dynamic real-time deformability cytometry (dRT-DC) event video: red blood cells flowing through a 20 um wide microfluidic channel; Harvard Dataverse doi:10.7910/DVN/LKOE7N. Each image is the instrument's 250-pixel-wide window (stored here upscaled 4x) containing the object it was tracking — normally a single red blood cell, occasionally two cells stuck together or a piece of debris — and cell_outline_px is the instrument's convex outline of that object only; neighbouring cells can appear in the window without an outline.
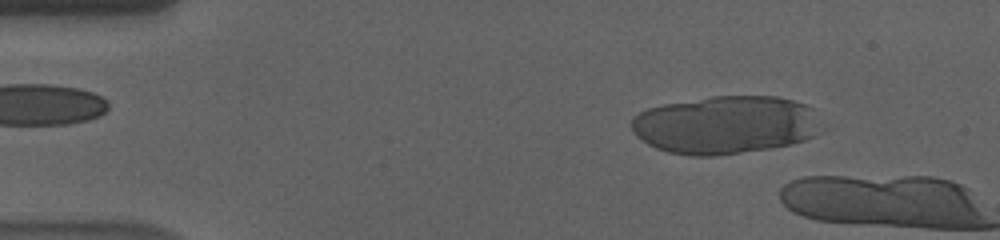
{"species": "human", "species_latin": "Homo sapiens", "temperature_condition": "cold", "stored_images_in_passage": 8, "camera_frame_rate_fps": 3000, "um_per_image_px": 0.085, "donor": {"sex": "male"}, "frame": {"image": 1, "passage_image": 6, "time_ms": 1.667, "image_size_px": [1000, 240], "cell_outline_px": [[812, 136], [804, 140], [792, 144], [772, 148], [716, 156], [688, 156], [668, 152], [656, 148], [648, 144], [636, 136], [628, 124], [632, 116], [648, 108], [664, 104], [712, 96], [776, 96], [792, 100], [804, 104], [812, 108]], "centroid_in_image_um": [61.5, 10.62], "position_along_channel_um": 23.5, "area_um2": 63.75}}